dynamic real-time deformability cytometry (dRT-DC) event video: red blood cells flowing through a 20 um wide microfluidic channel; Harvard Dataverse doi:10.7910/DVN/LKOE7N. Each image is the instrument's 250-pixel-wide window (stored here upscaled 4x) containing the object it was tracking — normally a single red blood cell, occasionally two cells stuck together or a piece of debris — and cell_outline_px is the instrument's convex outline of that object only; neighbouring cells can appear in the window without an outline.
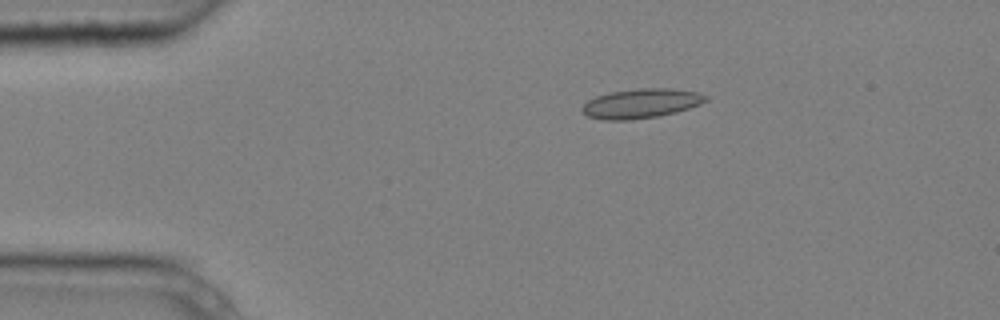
{"species": "common noctule bat (a hibernating species)", "species_latin": "Nyctalus noctula", "temperature_condition": "cold", "stored_images_in_passage": 4, "camera_frame_rate_fps": 3000, "um_per_image_px": 0.085, "animal": {"sex": "male", "body_mass_g": 20.4}, "frame": {"image": 1, "passage_image": 3, "time_ms": 0.667, "image_size_px": [1000, 320], "cell_outline_px": [[708, 100], [700, 104], [676, 112], [660, 116], [628, 120], [604, 120], [588, 116], [580, 108], [588, 100], [596, 96], [612, 92], [640, 88], [672, 88], [700, 92], [708, 96]], "centroid_in_image_um": [54.53, 8.79], "position_along_channel_um": 30.5, "area_um2": 21.27}}